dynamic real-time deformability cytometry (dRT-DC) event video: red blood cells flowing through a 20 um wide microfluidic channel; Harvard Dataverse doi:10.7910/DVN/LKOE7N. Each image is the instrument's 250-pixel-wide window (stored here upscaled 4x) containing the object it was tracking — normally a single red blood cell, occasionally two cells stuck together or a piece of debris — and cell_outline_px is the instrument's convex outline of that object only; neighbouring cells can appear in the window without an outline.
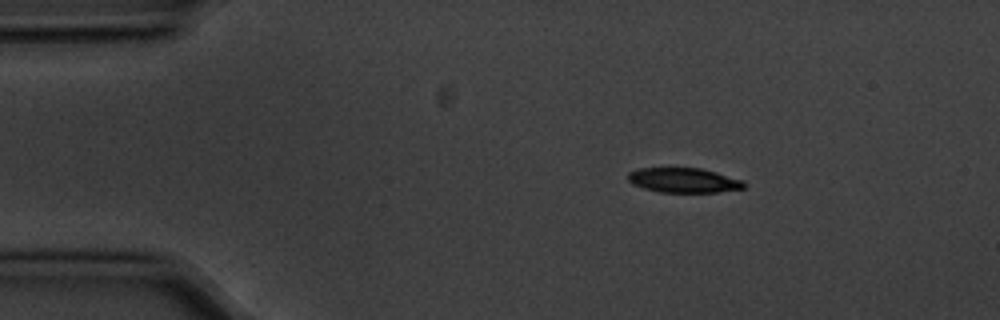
{"species": "common noctule bat (a hibernating species)", "species_latin": "Nyctalus noctula", "temperature_condition": "cold", "stored_images_in_passage": 3, "camera_frame_rate_fps": 3000, "um_per_image_px": 0.085, "animal": {"sex": "male", "body_mass_g": 20.1, "forearm_length_mm": 53.5}, "frame": {"image": 1, "passage_image": 1, "time_ms": 0.0, "image_size_px": [1000, 320], "cell_outline_px": [[744, 188], [716, 192], [660, 192], [644, 188], [632, 184], [628, 180], [628, 172], [636, 168], [700, 168], [716, 172], [740, 180], [744, 184]], "centroid_in_image_um": [58.04, 15.32], "position_along_channel_um": 27.0, "area_um2": 16.53}}
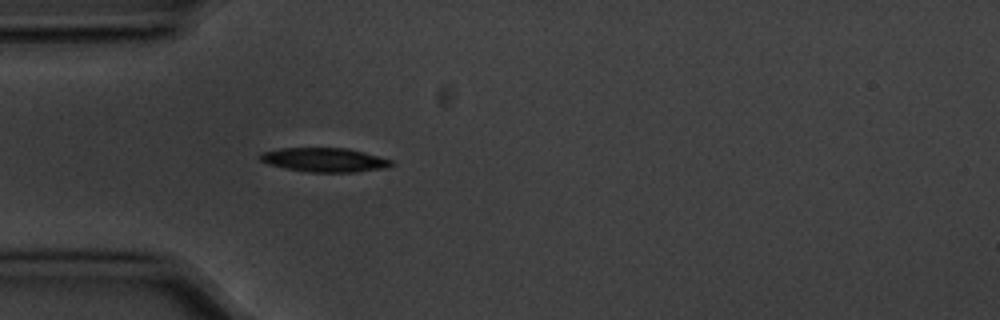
{"frame": {"image": 2, "passage_image": 3, "time_ms": 0.667, "image_size_px": [1000, 320], "cell_outline_px": [[392, 164], [384, 168], [356, 172], [308, 172], [268, 164], [260, 160], [256, 156], [260, 152], [280, 148], [348, 148], [364, 152], [392, 160]], "centroid_in_image_um": [27.53, 13.58], "position_along_channel_um": 57.5, "area_um2": 18.38}}